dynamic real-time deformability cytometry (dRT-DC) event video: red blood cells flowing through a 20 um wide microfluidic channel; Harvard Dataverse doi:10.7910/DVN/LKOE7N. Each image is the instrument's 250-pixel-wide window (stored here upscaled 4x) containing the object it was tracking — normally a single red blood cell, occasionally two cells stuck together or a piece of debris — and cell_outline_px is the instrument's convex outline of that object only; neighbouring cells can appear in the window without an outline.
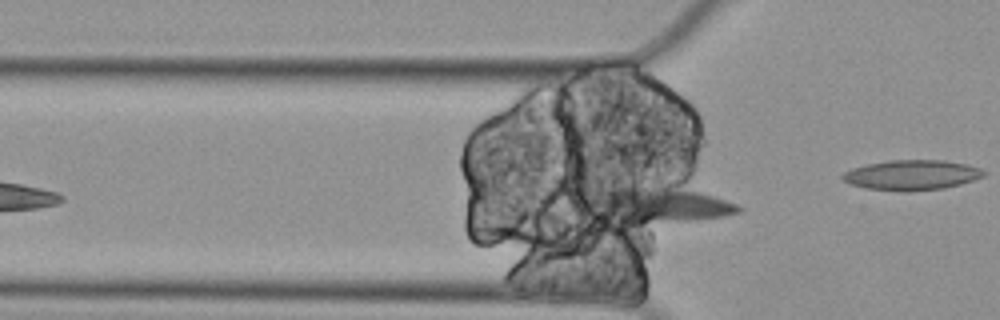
{"species": "Egyptian fruit bat (a non-hibernating species)", "species_latin": "Rousettus aegyptiacus", "temperature_condition": "cold", "stored_images_in_passage": 5, "camera_frame_rate_fps": 3000, "um_per_image_px": 0.085, "animal": {"sex": "female"}, "frame": {"image": 1, "passage_image": 5, "time_ms": 1.333, "image_size_px": [1000, 320], "cell_outline_px": [[744, 208], [740, 212], [724, 216], [692, 220], [596, 220], [592, 204], [592, 192], [608, 188], [644, 188], [696, 192], [712, 196], [736, 204]], "centroid_in_image_um": [55.94, 17.43], "position_along_channel_um": 69.9, "area_um2": 28.67}}